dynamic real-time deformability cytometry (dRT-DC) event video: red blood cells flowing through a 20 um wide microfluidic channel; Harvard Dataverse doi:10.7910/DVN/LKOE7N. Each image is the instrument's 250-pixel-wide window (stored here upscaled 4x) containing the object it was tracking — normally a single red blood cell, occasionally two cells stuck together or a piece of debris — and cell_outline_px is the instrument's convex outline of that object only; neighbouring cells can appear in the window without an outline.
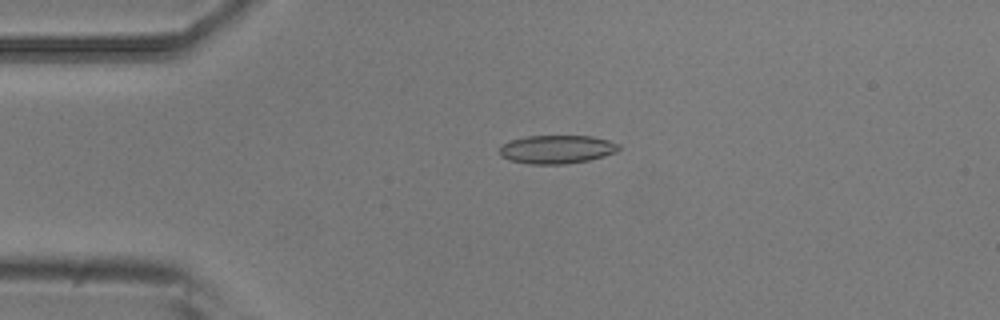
{"species": "common noctule bat (a hibernating species)", "species_latin": "Nyctalus noctula", "temperature_condition": "room temperature", "stored_images_in_passage": 5, "camera_frame_rate_fps": 3000, "um_per_image_px": 0.085, "animal": {"sex": "male", "body_mass_g": 20.5, "forearm_length_mm": 52.5}, "frame": {"image": 1, "passage_image": 3, "time_ms": 0.667, "image_size_px": [1000, 320], "cell_outline_px": [[620, 148], [616, 152], [604, 156], [588, 160], [564, 164], [528, 164], [508, 160], [500, 156], [500, 148], [504, 144], [512, 140], [528, 136], [592, 136], [608, 140], [620, 144]], "centroid_in_image_um": [47.34, 12.7], "position_along_channel_um": 37.7, "area_um2": 19.71}}
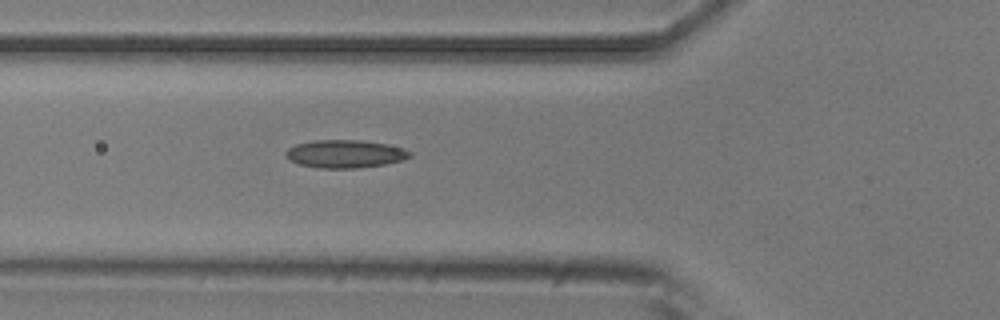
{"frame": {"image": 2, "passage_image": 5, "time_ms": 1.333, "image_size_px": [1000, 320], "cell_outline_px": [[412, 156], [404, 160], [384, 164], [356, 168], [316, 168], [300, 164], [288, 160], [284, 156], [284, 152], [288, 148], [296, 144], [312, 140], [360, 140], [388, 144], [404, 148], [412, 152]], "centroid_in_image_um": [29.32, 13.07], "position_along_channel_um": 96.5, "area_um2": 20.46}}